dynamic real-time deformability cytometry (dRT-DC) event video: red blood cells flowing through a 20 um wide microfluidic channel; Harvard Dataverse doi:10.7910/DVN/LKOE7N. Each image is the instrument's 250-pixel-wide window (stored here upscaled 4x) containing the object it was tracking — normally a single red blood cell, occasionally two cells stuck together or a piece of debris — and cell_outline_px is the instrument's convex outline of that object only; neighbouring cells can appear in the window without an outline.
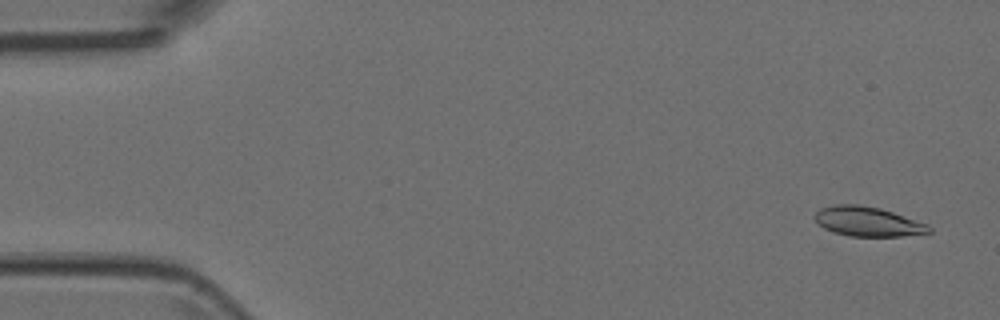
{"species": "Egyptian fruit bat (a non-hibernating species)", "species_latin": "Rousettus aegyptiacus", "temperature_condition": "room temperature", "stored_images_in_passage": 5, "camera_frame_rate_fps": 3000, "um_per_image_px": 0.085, "animal": {"sex": "female"}, "frame": {"image": 1, "passage_image": 1, "time_ms": 0.0, "image_size_px": [1000, 320], "cell_outline_px": [[932, 232], [900, 236], [852, 236], [832, 232], [824, 228], [812, 216], [820, 208], [832, 204], [860, 204], [880, 208], [928, 224], [932, 228]], "centroid_in_image_um": [73.73, 18.82], "position_along_channel_um": 11.3, "area_um2": 19.71}}
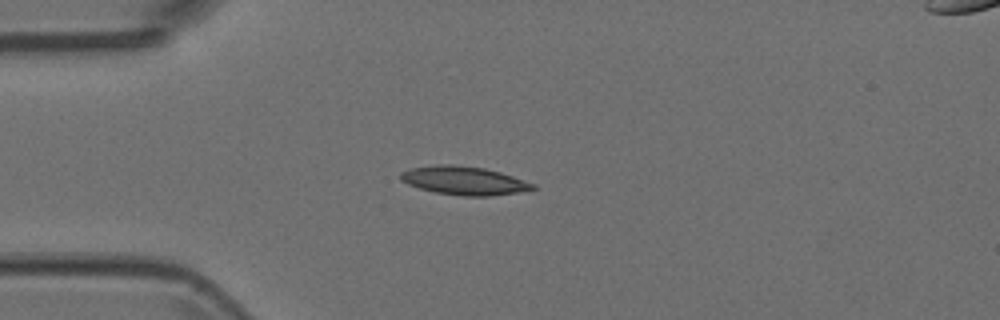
{"frame": {"image": 2, "passage_image": 4, "time_ms": 1.0, "image_size_px": [1000, 320], "cell_outline_px": [[536, 188], [516, 192], [492, 196], [464, 196], [436, 192], [420, 188], [408, 184], [400, 180], [400, 172], [408, 168], [436, 164], [452, 164], [484, 168], [500, 172], [536, 184]], "centroid_in_image_um": [39.4, 15.34], "position_along_channel_um": 45.6, "area_um2": 21.91}}